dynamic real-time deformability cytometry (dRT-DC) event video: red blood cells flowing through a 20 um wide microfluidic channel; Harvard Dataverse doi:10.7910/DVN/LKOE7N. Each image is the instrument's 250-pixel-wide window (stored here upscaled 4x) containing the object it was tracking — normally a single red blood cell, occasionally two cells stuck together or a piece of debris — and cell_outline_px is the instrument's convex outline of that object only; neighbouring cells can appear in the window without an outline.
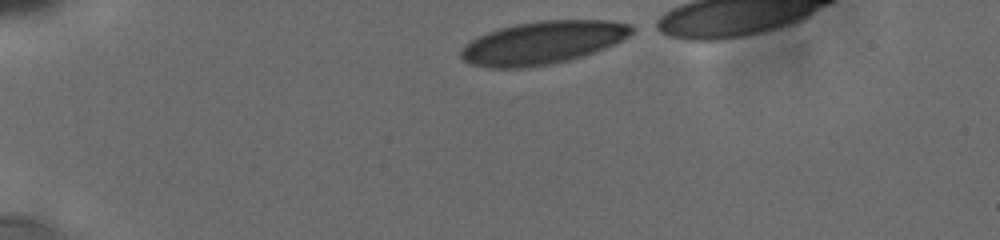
{"species": "human", "species_latin": "Homo sapiens", "temperature_condition": "cold", "stored_images_in_passage": 12, "camera_frame_rate_fps": 3000, "um_per_image_px": 0.085, "donor": {"sex": "male"}, "frame": {"image": 1, "passage_image": 1, "time_ms": 0.0, "image_size_px": [1000, 240], "cell_outline_px": [[640, 28], [628, 36], [604, 48], [568, 60], [552, 64], [524, 68], [492, 68], [468, 64], [460, 56], [460, 52], [476, 36], [500, 28], [516, 24], [540, 20], [608, 20], [632, 24]], "centroid_in_image_um": [46.15, 3.62], "position_along_channel_um": 38.8, "area_um2": 42.66}}
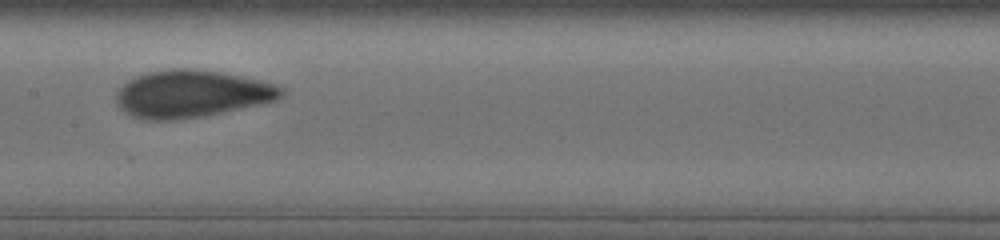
{"frame": {"image": 2, "passage_image": 12, "time_ms": 5.667, "image_size_px": [1000, 240], "cell_outline_px": [[284, 96], [276, 100], [260, 104], [204, 116], [168, 120], [148, 120], [132, 116], [124, 112], [120, 108], [116, 100], [116, 92], [128, 80], [136, 76], [148, 72], [172, 68], [188, 68], [220, 72], [260, 80], [284, 88]], "centroid_in_image_um": [16.27, 7.97], "position_along_channel_um": 191.1, "area_um2": 45.32}}